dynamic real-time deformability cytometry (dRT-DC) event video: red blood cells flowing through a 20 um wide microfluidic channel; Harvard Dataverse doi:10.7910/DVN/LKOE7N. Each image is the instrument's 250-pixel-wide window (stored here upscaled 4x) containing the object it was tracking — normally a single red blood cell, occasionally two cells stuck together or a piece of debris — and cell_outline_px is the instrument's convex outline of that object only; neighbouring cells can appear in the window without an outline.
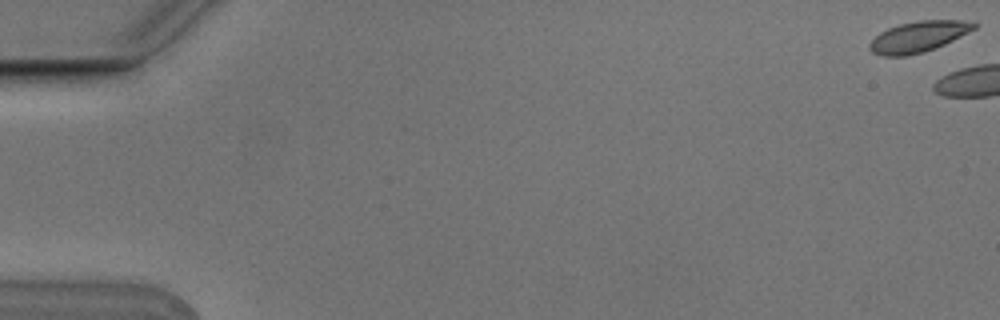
{"species": "Egyptian fruit bat (a non-hibernating species)", "species_latin": "Rousettus aegyptiacus", "temperature_condition": "cold", "stored_images_in_passage": 5, "camera_frame_rate_fps": 3000, "um_per_image_px": 0.085, "animal": {"sex": "male"}, "frame": {"image": 1, "passage_image": 1, "time_ms": 0.0, "image_size_px": [1000, 320], "cell_outline_px": [[976, 28], [936, 48], [924, 52], [908, 56], [880, 56], [872, 52], [868, 48], [868, 44], [880, 32], [888, 28], [900, 24], [920, 20], [960, 20], [976, 24]], "centroid_in_image_um": [78.01, 3.14], "position_along_channel_um": 7.0, "area_um2": 18.67}}